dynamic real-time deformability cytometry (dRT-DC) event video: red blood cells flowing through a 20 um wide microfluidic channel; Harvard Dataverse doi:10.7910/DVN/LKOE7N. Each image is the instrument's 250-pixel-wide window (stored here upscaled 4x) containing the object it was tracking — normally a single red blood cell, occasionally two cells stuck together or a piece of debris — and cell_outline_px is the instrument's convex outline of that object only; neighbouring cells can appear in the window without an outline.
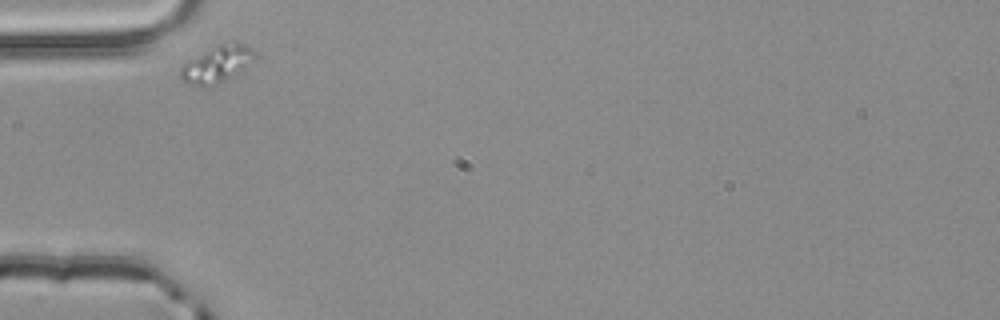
{"species": "common noctule bat (a hibernating species)", "species_latin": "Nyctalus noctula", "temperature_condition": "room temperature", "stored_images_in_passage": 1, "camera_frame_rate_fps": 3000, "um_per_image_px": 0.085, "animal": {"sex": "male", "body_mass_g": 20.4}, "frame": {"image": 1, "passage_image": 1, "time_ms": 0.0, "image_size_px": [1000, 320], "cell_outline_px": [[256, 56], [224, 80], [216, 84], [204, 88], [180, 80], [180, 68], [188, 60], [216, 44], [240, 44], [252, 48], [256, 52]], "centroid_in_image_um": [18.34, 5.46], "position_along_channel_um": 66.7, "area_um2": 15.2}}